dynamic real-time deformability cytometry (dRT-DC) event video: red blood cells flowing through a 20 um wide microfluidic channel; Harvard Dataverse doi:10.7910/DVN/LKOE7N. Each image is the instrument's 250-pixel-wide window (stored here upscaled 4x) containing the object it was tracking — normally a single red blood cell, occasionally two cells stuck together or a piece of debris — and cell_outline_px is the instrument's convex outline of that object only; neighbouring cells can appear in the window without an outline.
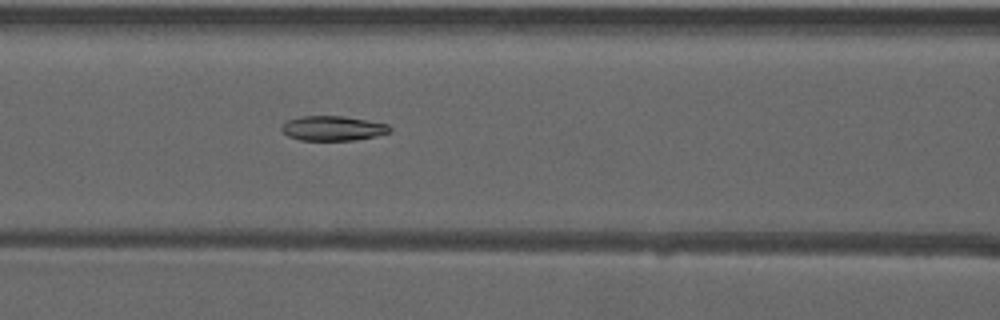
{"species": "common noctule bat (a hibernating species)", "species_latin": "Nyctalus noctula", "temperature_condition": "warm", "stored_images_in_passage": 51, "camera_frame_rate_fps": 3000, "um_per_image_px": 0.085, "animal": {"sex": "male", "forearm_length_mm": 52.5}, "frame": {"image": 1, "passage_image": 22, "time_ms": 7.0, "image_size_px": [1000, 320], "cell_outline_px": [[392, 132], [376, 136], [356, 140], [300, 140], [288, 136], [280, 128], [288, 120], [300, 116], [344, 116], [388, 124], [392, 128]], "centroid_in_image_um": [28.33, 10.91], "position_along_channel_um": 138.3, "area_um2": 15.61}}
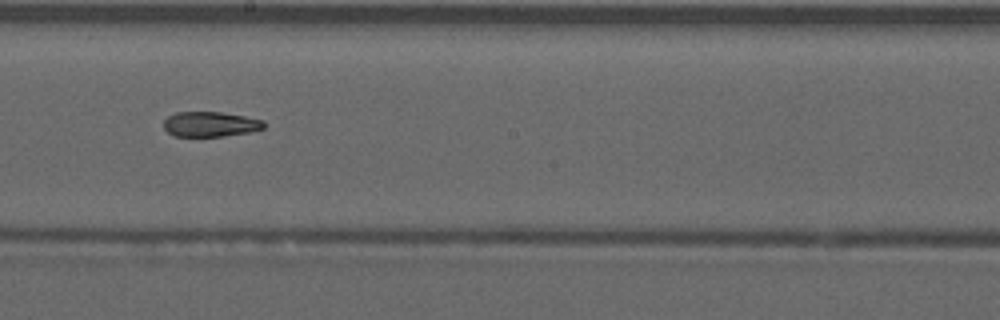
{"frame": {"image": 2, "passage_image": 29, "time_ms": 9.333, "image_size_px": [1000, 320], "cell_outline_px": [[264, 128], [248, 132], [224, 136], [172, 136], [164, 128], [164, 120], [168, 116], [176, 112], [220, 112], [244, 116], [264, 120]], "centroid_in_image_um": [17.85, 10.55], "position_along_channel_um": 230.3, "area_um2": 14.57}}
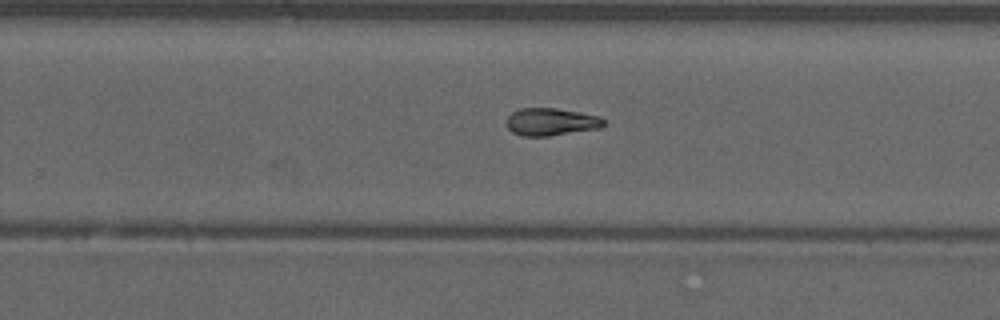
{"frame": {"image": 3, "passage_image": 33, "time_ms": 10.667, "image_size_px": [1000, 320], "cell_outline_px": [[604, 124], [600, 128], [548, 136], [520, 136], [512, 132], [508, 128], [508, 116], [512, 112], [520, 108], [556, 108], [580, 112], [600, 116], [604, 120]], "centroid_in_image_um": [46.84, 10.35], "position_along_channel_um": 283.0, "area_um2": 15.55}, "authors_computed_cell_mechanics": {"area_um2": 16.1262, "velocity_mm_per_s": 3.9629, "shape_relaxation_time_tau1_ms": null, "shape_relaxation_time_tau2_ms": 6.4927, "deformation_change_tau1": null, "deformation_change_tau2": 0.1144}}